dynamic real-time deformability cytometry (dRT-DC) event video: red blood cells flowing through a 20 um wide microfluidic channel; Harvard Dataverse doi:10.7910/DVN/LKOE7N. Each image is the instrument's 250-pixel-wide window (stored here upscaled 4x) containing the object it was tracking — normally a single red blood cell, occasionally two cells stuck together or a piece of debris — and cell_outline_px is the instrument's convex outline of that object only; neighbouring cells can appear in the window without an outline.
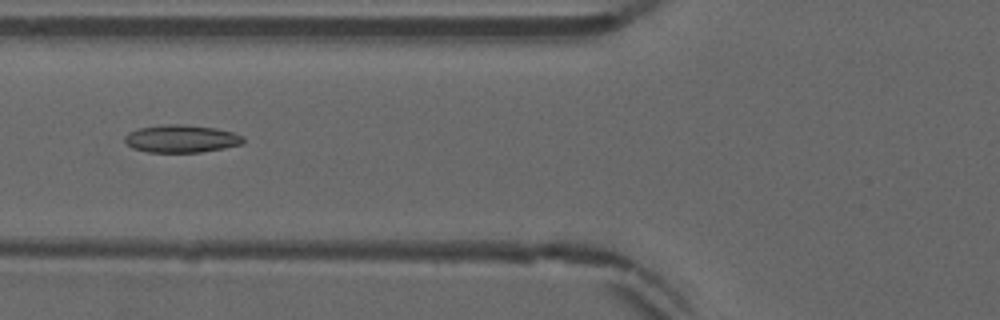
{"species": "common noctule bat (a hibernating species)", "species_latin": "Nyctalus noctula", "temperature_condition": "warm", "stored_images_in_passage": 53, "camera_frame_rate_fps": 3000, "um_per_image_px": 0.085, "animal": {"sex": "male", "forearm_length_mm": 52.5}, "frame": {"image": 1, "passage_image": 21, "time_ms": 6.667, "image_size_px": [1000, 320], "cell_outline_px": [[244, 144], [224, 148], [200, 152], [148, 152], [132, 148], [124, 140], [124, 136], [128, 132], [140, 128], [164, 124], [180, 124], [216, 128], [232, 132], [244, 136]], "centroid_in_image_um": [15.42, 11.79], "position_along_channel_um": 110.4, "area_um2": 19.13}}
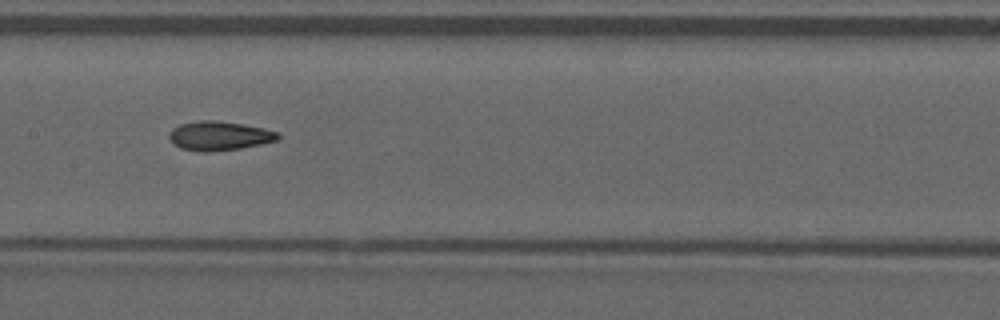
{"frame": {"image": 2, "passage_image": 27, "time_ms": 8.667, "image_size_px": [1000, 320], "cell_outline_px": [[280, 140], [240, 148], [212, 152], [200, 152], [180, 148], [168, 136], [172, 128], [180, 124], [200, 120], [216, 120], [244, 124], [264, 128], [280, 132]], "centroid_in_image_um": [18.68, 11.54], "position_along_channel_um": 188.7, "area_um2": 18.61}}
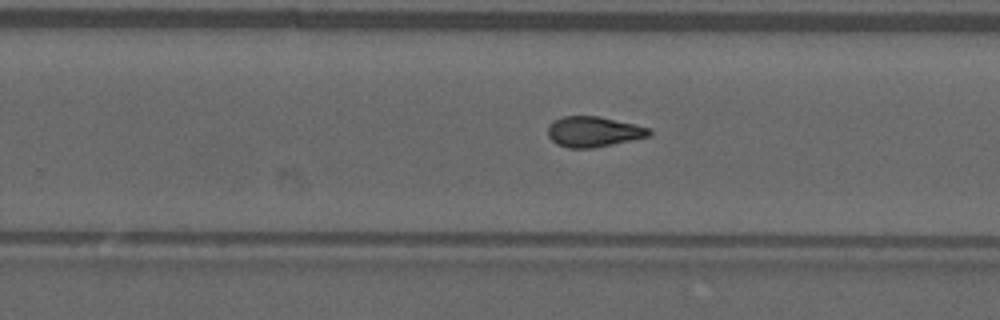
{"frame": {"image": 3, "passage_image": 34, "time_ms": 11.0, "image_size_px": [1000, 320], "cell_outline_px": [[652, 136], [592, 148], [568, 148], [556, 144], [548, 136], [548, 128], [556, 120], [564, 116], [600, 116], [648, 128], [652, 132]], "centroid_in_image_um": [50.46, 11.2], "position_along_channel_um": 279.3, "area_um2": 17.74}, "authors_computed_cell_mechanics": {"area_um2": 18.1492, "velocity_mm_per_s": 3.8954, "shape_relaxation_time_tau1_ms": 11.0673, "shape_relaxation_time_tau2_ms": 2.546, "deformation_change_tau1": 0.2528, "deformation_change_tau2": 0.1067}}